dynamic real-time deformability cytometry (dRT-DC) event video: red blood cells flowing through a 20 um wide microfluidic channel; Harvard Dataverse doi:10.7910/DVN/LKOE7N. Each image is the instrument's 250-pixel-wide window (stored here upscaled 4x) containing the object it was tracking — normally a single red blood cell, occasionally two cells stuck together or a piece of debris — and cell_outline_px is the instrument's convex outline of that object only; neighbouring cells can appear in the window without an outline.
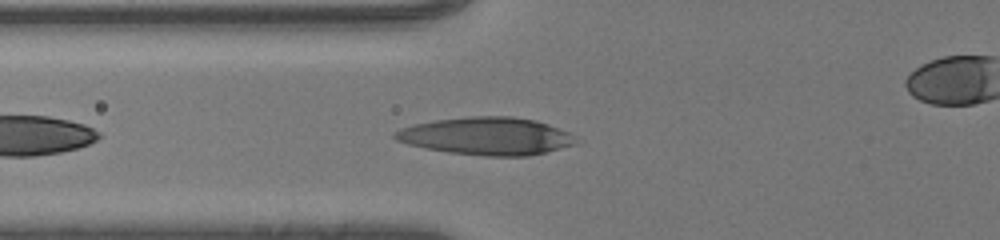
{"species": "human", "species_latin": "Homo sapiens", "temperature_condition": "room temperature", "stored_images_in_passage": 32, "camera_frame_rate_fps": 3000, "um_per_image_px": 0.085, "donor": {"sex": "male"}, "frame": {"image": 1, "passage_image": 4, "time_ms": 1.0, "image_size_px": [1000, 240], "cell_outline_px": [[576, 144], [528, 156], [484, 156], [448, 152], [424, 148], [408, 144], [396, 140], [392, 136], [392, 132], [400, 128], [412, 124], [436, 120], [468, 116], [512, 116], [536, 120], [548, 124], [568, 132], [576, 136]], "centroid_in_image_um": [41.32, 11.56], "position_along_channel_um": 84.5, "area_um2": 39.82}}
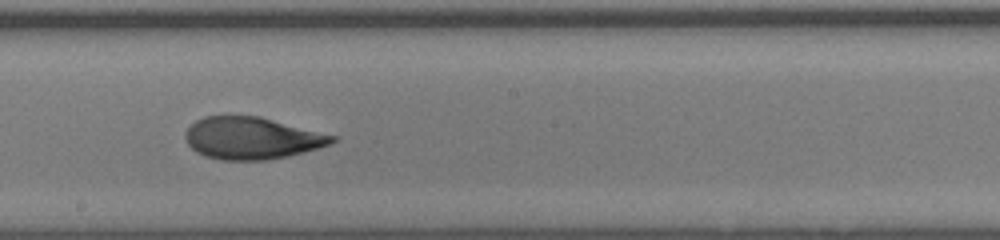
{"frame": {"image": 2, "passage_image": 14, "time_ms": 4.333, "image_size_px": [1000, 240], "cell_outline_px": [[340, 136], [336, 140], [328, 144], [316, 148], [288, 156], [264, 160], [220, 160], [204, 156], [196, 152], [188, 144], [184, 136], [188, 128], [196, 120], [204, 116], [260, 116]], "centroid_in_image_um": [21.41, 11.73], "position_along_channel_um": 226.8, "area_um2": 36.07}}
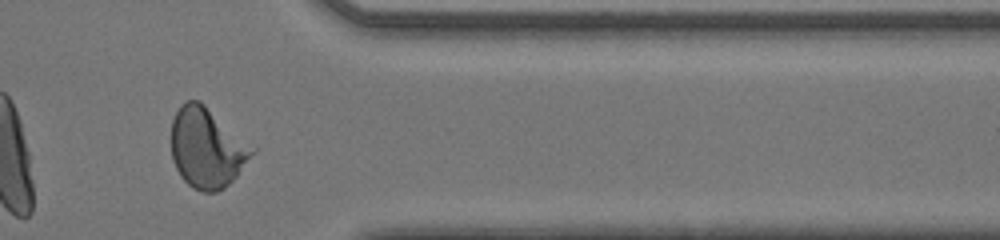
{"frame": {"image": 3, "passage_image": 26, "time_ms": 8.333, "image_size_px": [1000, 240], "cell_outline_px": [[256, 148], [236, 176], [224, 188], [216, 192], [200, 192], [192, 188], [180, 176], [172, 160], [172, 120], [180, 104], [188, 100], [200, 100]], "centroid_in_image_um": [17.57, 12.56], "position_along_channel_um": 393.8, "area_um2": 37.63}}